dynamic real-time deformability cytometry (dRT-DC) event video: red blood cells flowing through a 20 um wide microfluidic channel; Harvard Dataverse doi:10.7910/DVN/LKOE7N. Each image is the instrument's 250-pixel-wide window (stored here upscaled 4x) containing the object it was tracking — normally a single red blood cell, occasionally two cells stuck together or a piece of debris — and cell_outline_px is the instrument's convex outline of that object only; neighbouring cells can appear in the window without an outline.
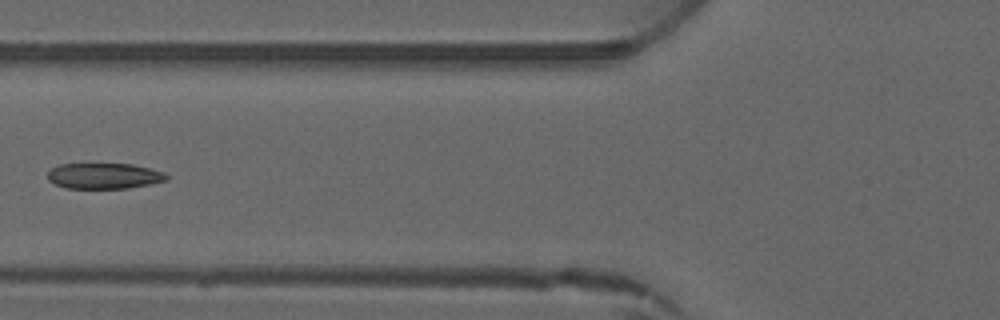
{"species": "common noctule bat (a hibernating species)", "species_latin": "Nyctalus noctula", "temperature_condition": "warm", "stored_images_in_passage": 5, "camera_frame_rate_fps": 3000, "um_per_image_px": 0.085, "animal": {"sex": "male", "forearm_length_mm": 52.5}, "frame": {"image": 1, "passage_image": 5, "time_ms": 4.667, "image_size_px": [1000, 320], "cell_outline_px": [[168, 180], [128, 188], [64, 188], [48, 180], [48, 172], [52, 168], [60, 164], [132, 164], [152, 168], [164, 172], [168, 176]], "centroid_in_image_um": [8.86, 14.95], "position_along_channel_um": 116.9, "area_um2": 17.8}}